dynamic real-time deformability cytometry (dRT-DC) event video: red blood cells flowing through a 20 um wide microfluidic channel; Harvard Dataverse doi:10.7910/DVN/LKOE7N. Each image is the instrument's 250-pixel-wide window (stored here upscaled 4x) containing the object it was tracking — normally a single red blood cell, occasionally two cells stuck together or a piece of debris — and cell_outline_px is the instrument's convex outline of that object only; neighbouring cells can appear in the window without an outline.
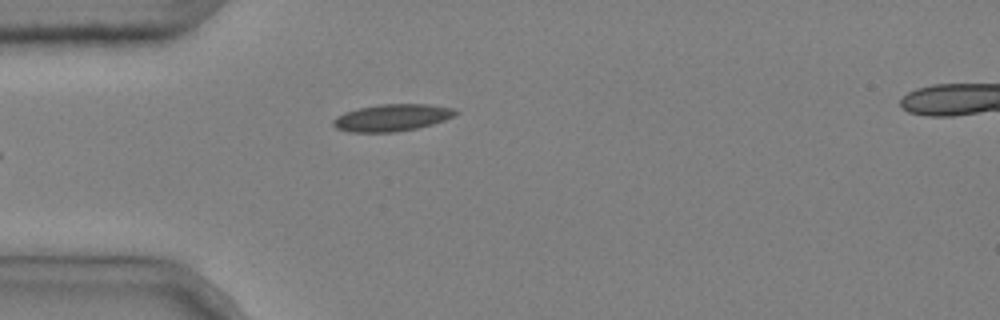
{"species": "common noctule bat (a hibernating species)", "species_latin": "Nyctalus noctula", "temperature_condition": "cold", "stored_images_in_passage": 4, "camera_frame_rate_fps": 3000, "um_per_image_px": 0.085, "animal": {"sex": "male", "body_mass_g": 20.4}, "frame": {"image": 1, "passage_image": 4, "time_ms": 1.0, "image_size_px": [1000, 320], "cell_outline_px": [[460, 112], [444, 120], [432, 124], [416, 128], [396, 132], [348, 132], [336, 128], [332, 124], [332, 120], [336, 116], [344, 112], [360, 108], [380, 104], [428, 104], [452, 108]], "centroid_in_image_um": [33.28, 10.0], "position_along_channel_um": 51.7, "area_um2": 19.19}}